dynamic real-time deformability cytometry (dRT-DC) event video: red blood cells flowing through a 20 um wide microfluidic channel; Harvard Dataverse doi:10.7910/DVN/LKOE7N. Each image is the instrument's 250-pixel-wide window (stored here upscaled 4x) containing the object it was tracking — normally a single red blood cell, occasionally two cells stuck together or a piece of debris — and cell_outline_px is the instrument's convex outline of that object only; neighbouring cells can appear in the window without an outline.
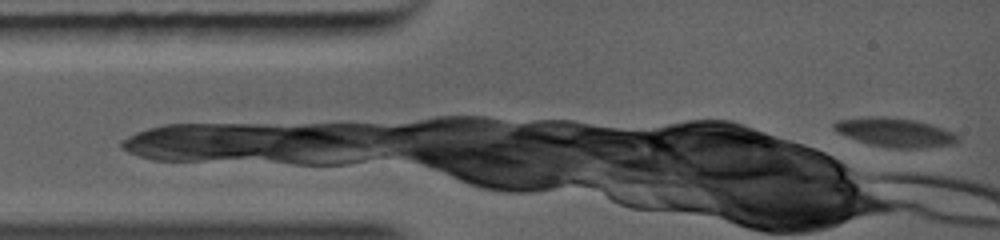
{"species": "common noctule bat (a hibernating species)", "species_latin": "Nyctalus noctula", "temperature_condition": "warm", "stored_images_in_passage": 1, "camera_frame_rate_fps": 5000, "um_per_image_px": 0.085, "animal": {"sex": "female", "body_mass_g": 19.0, "forearm_length_mm": 56.7}, "frame": {"image": 1, "passage_image": 1, "time_ms": 0.0, "image_size_px": [1000, 240], "cell_outline_px": [[960, 140], [956, 144], [924, 148], [888, 148], [868, 144], [856, 140], [836, 132], [832, 128], [832, 124], [836, 120], [868, 116], [888, 116], [916, 120], [944, 128], [960, 136]], "centroid_in_image_um": [76.07, 11.25], "position_along_channel_um": 8.9, "area_um2": 21.39}}